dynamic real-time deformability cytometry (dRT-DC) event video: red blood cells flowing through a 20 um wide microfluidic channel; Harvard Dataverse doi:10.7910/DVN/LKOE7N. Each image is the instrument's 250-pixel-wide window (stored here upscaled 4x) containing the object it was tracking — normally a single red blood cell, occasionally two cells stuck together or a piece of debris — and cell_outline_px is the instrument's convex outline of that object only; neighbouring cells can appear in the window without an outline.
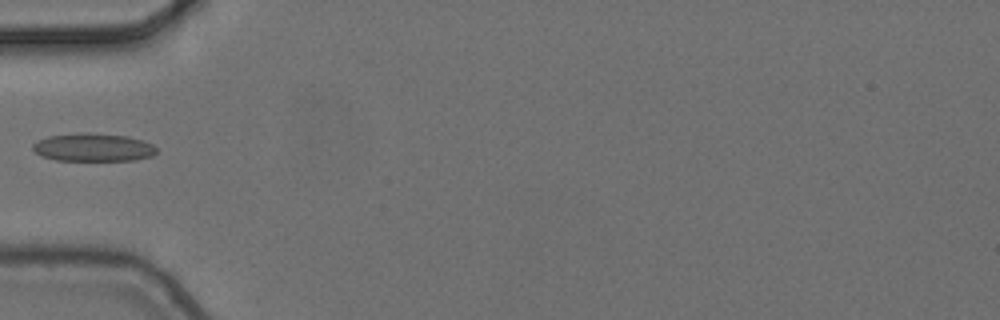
{"species": "common noctule bat (a hibernating species)", "species_latin": "Nyctalus noctula", "temperature_condition": "cold", "stored_images_in_passage": 2, "camera_frame_rate_fps": 3000, "um_per_image_px": 0.085, "animal": {"sex": "female", "body_mass_g": 24.6, "forearm_length_mm": 56.2}, "frame": {"image": 1, "passage_image": 1, "time_ms": 0.0, "image_size_px": [1000, 320], "cell_outline_px": [[156, 152], [152, 156], [136, 160], [56, 160], [40, 156], [32, 148], [32, 144], [36, 140], [48, 136], [80, 132], [88, 132], [128, 136], [144, 140], [152, 144], [156, 148]], "centroid_in_image_um": [7.9, 12.51], "position_along_channel_um": 77.1, "area_um2": 20.46}}
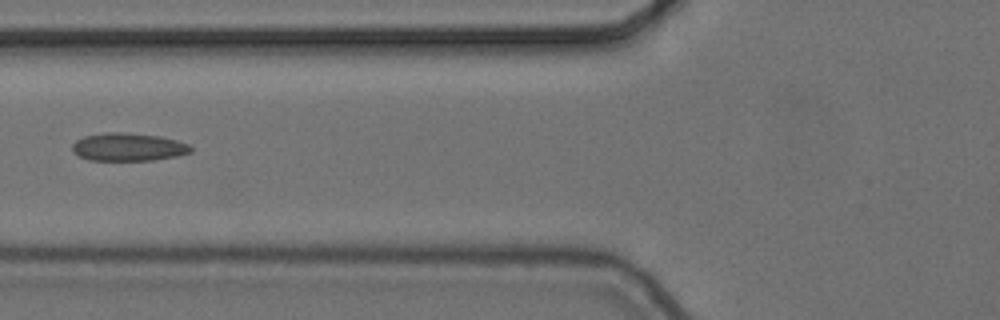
{"frame": {"image": 2, "passage_image": 2, "time_ms": 0.333, "image_size_px": [1000, 320], "cell_outline_px": [[192, 152], [176, 156], [152, 160], [88, 160], [72, 152], [72, 144], [76, 140], [84, 136], [104, 132], [120, 132], [160, 136], [176, 140], [188, 144], [192, 148]], "centroid_in_image_um": [10.88, 12.49], "position_along_channel_um": 114.9, "area_um2": 19.31}}